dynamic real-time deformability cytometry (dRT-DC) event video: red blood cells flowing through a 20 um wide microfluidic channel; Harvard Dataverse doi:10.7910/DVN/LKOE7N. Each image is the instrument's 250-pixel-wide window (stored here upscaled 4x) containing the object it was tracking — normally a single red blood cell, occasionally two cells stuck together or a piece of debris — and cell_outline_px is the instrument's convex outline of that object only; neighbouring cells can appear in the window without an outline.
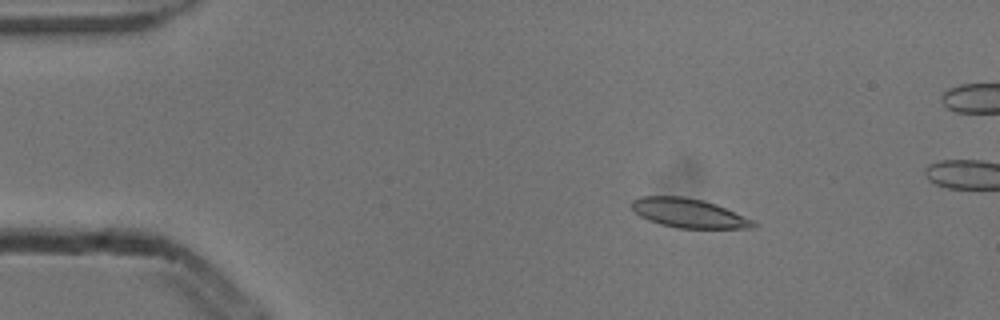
{"species": "common noctule bat (a hibernating species)", "species_latin": "Nyctalus noctula", "temperature_condition": "cold", "stored_images_in_passage": 5, "camera_frame_rate_fps": 3000, "um_per_image_px": 0.085, "animal": {"sex": "male", "body_mass_g": 13.3}, "frame": {"image": 1, "passage_image": 3, "time_ms": 0.667, "image_size_px": [1000, 320], "cell_outline_px": [[756, 228], [676, 228], [660, 224], [648, 220], [640, 216], [632, 208], [632, 200], [640, 196], [684, 196], [704, 200], [716, 204], [752, 220], [756, 224]], "centroid_in_image_um": [58.51, 18.11], "position_along_channel_um": 26.5, "area_um2": 20.58}}